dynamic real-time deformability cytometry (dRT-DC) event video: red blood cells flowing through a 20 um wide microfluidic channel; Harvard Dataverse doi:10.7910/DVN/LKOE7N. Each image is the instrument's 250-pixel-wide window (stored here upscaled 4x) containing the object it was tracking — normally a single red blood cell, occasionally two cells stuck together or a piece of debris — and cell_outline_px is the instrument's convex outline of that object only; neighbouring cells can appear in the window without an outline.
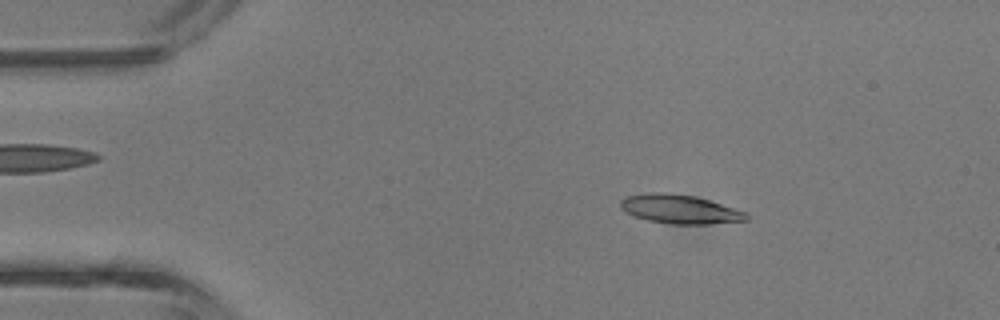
{"species": "common noctule bat (a hibernating species)", "species_latin": "Nyctalus noctula", "temperature_condition": "room temperature", "stored_images_in_passage": 32, "camera_frame_rate_fps": 3000, "um_per_image_px": 0.085, "animal": {"sex": "male", "body_mass_g": 13.3}, "frame": {"image": 1, "passage_image": 6, "time_ms": 1.667, "image_size_px": [1000, 320], "cell_outline_px": [[748, 220], [708, 224], [672, 224], [648, 220], [624, 212], [620, 208], [620, 200], [624, 196], [648, 192], [664, 192], [696, 196], [748, 212]], "centroid_in_image_um": [57.77, 17.77], "position_along_channel_um": 27.2, "area_um2": 21.39}}
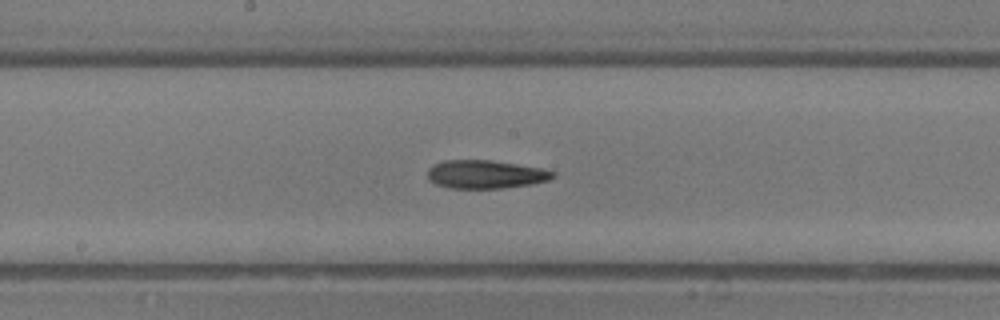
{"frame": {"image": 2, "passage_image": 21, "time_ms": 6.667, "image_size_px": [1000, 320], "cell_outline_px": [[556, 176], [548, 180], [532, 184], [504, 188], [448, 188], [436, 184], [428, 180], [428, 168], [432, 164], [444, 160], [488, 160], [516, 164], [540, 168], [556, 172]], "centroid_in_image_um": [41.24, 14.82], "position_along_channel_um": 207.0, "area_um2": 20.75}}
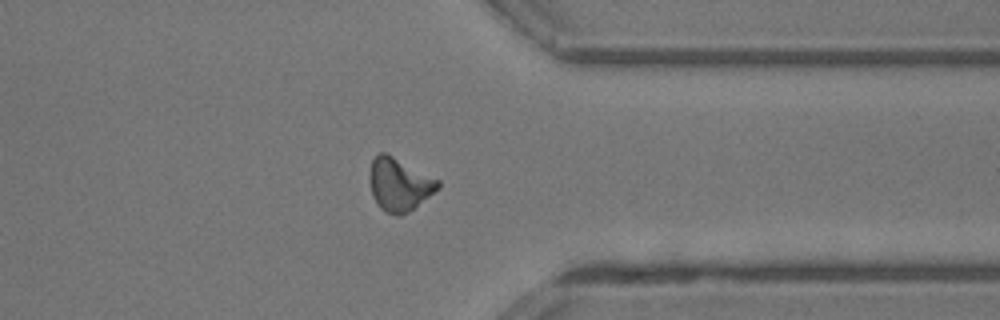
{"frame": {"image": 3, "passage_image": 32, "time_ms": 10.333, "image_size_px": [1000, 320], "cell_outline_px": [[440, 188], [408, 212], [400, 216], [388, 212], [380, 208], [372, 196], [368, 180], [368, 176], [372, 160], [380, 152], [384, 152], [440, 180]], "centroid_in_image_um": [33.92, 15.68], "position_along_channel_um": 377.5, "area_um2": 20.98}, "authors_computed_cell_mechanics": {"area_um2": 20.7791, "velocity_mm_per_s": 4.8375, "shape_relaxation_time_tau1_ms": 3.5374, "shape_relaxation_time_tau2_ms": 1.8872, "deformation_change_tau1": 0.1393, "deformation_change_tau2": 0.1026}}